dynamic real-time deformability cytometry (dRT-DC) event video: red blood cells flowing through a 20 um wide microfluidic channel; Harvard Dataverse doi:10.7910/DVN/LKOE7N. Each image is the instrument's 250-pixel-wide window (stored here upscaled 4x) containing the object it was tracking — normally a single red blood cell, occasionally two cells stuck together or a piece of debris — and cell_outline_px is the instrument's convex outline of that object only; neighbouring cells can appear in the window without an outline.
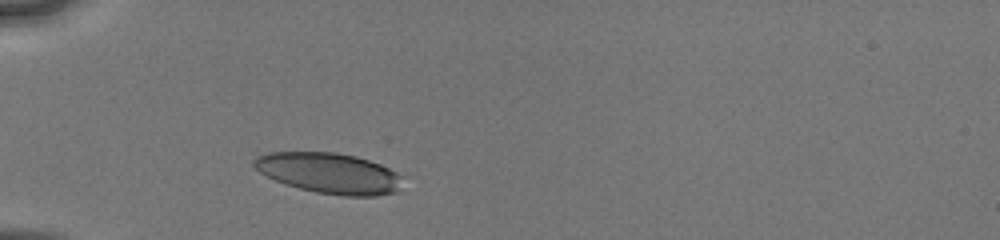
{"species": "human", "species_latin": "Homo sapiens", "temperature_condition": "cold", "stored_images_in_passage": 12, "camera_frame_rate_fps": 3000, "um_per_image_px": 0.085, "donor": {"sex": "male"}, "frame": {"image": 1, "passage_image": 5, "time_ms": 1.0, "image_size_px": [1000, 240], "cell_outline_px": [[404, 176], [396, 192], [376, 196], [344, 196], [316, 192], [300, 188], [276, 180], [260, 172], [252, 164], [256, 156], [268, 152], [336, 152], [356, 156], [380, 164]], "centroid_in_image_um": [28.0, 14.71], "position_along_channel_um": 57.0, "area_um2": 35.03}}
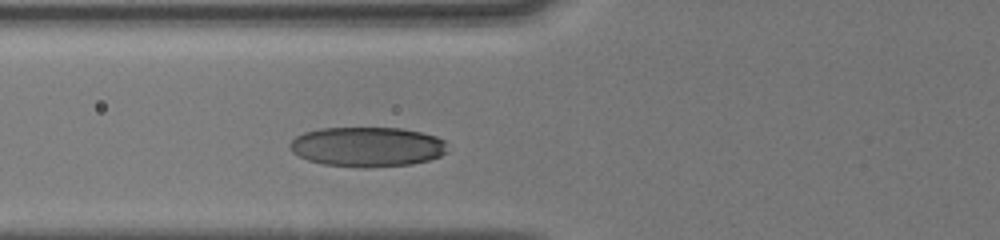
{"frame": {"image": 2, "passage_image": 10, "time_ms": 2.333, "image_size_px": [1000, 240], "cell_outline_px": [[448, 152], [440, 156], [428, 160], [412, 164], [324, 164], [308, 160], [292, 152], [288, 148], [288, 144], [296, 136], [304, 132], [320, 128], [400, 128], [420, 132], [436, 136], [444, 140]], "centroid_in_image_um": [31.21, 12.42], "position_along_channel_um": 94.6, "area_um2": 35.37}}